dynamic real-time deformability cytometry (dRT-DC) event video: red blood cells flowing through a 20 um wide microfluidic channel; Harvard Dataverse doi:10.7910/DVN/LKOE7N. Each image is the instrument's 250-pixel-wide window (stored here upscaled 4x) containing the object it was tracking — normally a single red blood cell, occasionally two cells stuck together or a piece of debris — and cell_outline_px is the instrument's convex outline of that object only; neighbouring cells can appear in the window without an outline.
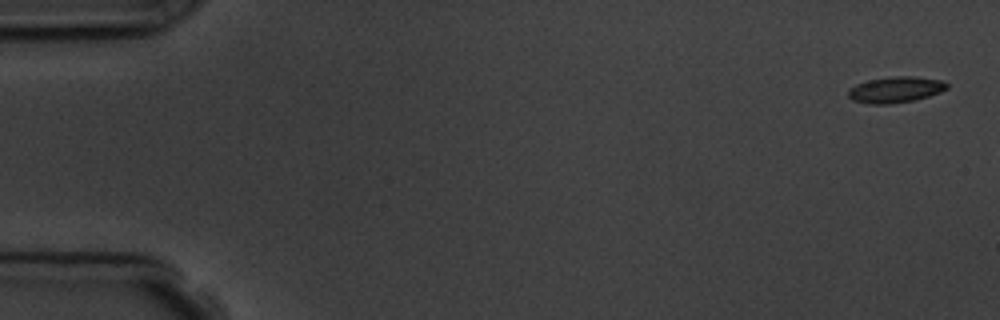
{"species": "common noctule bat (a hibernating species)", "species_latin": "Nyctalus noctula", "temperature_condition": "room temperature", "stored_images_in_passage": 4, "camera_frame_rate_fps": 3000, "um_per_image_px": 0.085, "animal": {"sex": "male", "body_mass_g": 19.5, "forearm_length_mm": 54.6}, "frame": {"image": 1, "passage_image": 1, "time_ms": 0.0, "image_size_px": [1000, 320], "cell_outline_px": [[948, 88], [940, 92], [916, 100], [888, 104], [868, 104], [852, 100], [848, 96], [848, 88], [856, 84], [868, 80], [892, 76], [912, 76], [944, 80], [948, 84]], "centroid_in_image_um": [76.11, 7.62], "position_along_channel_um": 8.9, "area_um2": 15.14}}